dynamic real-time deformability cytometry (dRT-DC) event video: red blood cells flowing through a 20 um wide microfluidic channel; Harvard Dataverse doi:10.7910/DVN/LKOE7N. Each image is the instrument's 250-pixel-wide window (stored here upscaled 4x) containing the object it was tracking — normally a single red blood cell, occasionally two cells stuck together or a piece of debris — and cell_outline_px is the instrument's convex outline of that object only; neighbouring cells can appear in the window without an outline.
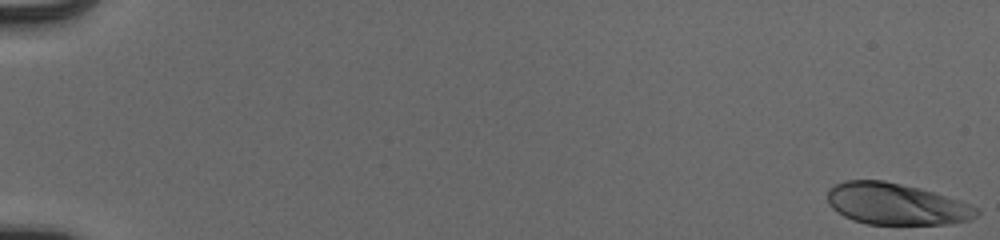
{"species": "human", "species_latin": "Homo sapiens", "temperature_condition": "cold", "stored_images_in_passage": 55, "camera_frame_rate_fps": 3000, "um_per_image_px": 0.085, "donor": {"sex": "male"}, "frame": {"image": 1, "passage_image": 1, "time_ms": 0.0, "image_size_px": [1000, 240], "cell_outline_px": [[980, 212], [972, 220], [948, 224], [868, 224], [852, 220], [844, 216], [832, 208], [828, 204], [828, 188], [844, 180], [884, 180], [920, 188], [960, 200], [976, 208]], "centroid_in_image_um": [76.16, 17.34], "position_along_channel_um": 8.8, "area_um2": 36.18}}
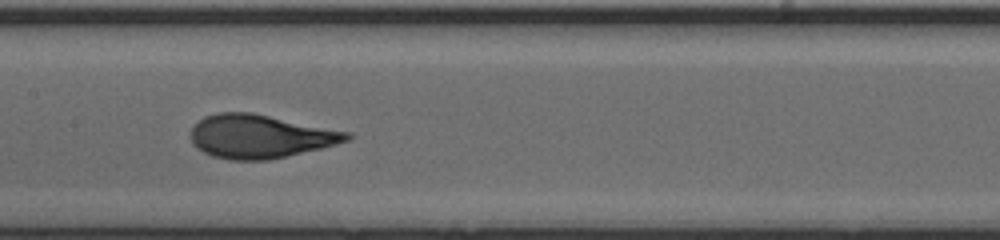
{"frame": {"image": 2, "passage_image": 30, "time_ms": 9.667, "image_size_px": [1000, 240], "cell_outline_px": [[352, 140], [320, 148], [268, 160], [228, 160], [212, 156], [196, 148], [192, 144], [188, 136], [192, 128], [204, 116], [216, 112], [252, 112], [352, 132]], "centroid_in_image_um": [22.09, 11.58], "position_along_channel_um": 185.3, "area_um2": 39.94}}
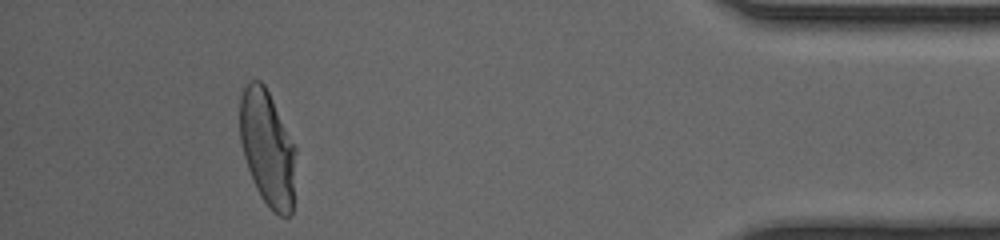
{"frame": {"image": 3, "passage_image": 51, "time_ms": 16.667, "image_size_px": [1000, 240], "cell_outline_px": [[296, 152], [292, 212], [288, 216], [280, 216], [272, 212], [260, 196], [256, 188], [248, 168], [244, 156], [240, 140], [240, 96], [248, 80], [260, 80], [264, 84], [296, 148]], "centroid_in_image_um": [22.73, 12.61], "position_along_channel_um": 412.5, "area_um2": 37.57}, "authors_computed_cell_mechanics": {"area_um2": 38.2636, "velocity_mm_per_s": 3.9243, "shape_relaxation_time_tau1_ms": 4.3768, "shape_relaxation_time_tau2_ms": null, "deformation_change_tau1": 0.2244, "deformation_change_tau2": null}}